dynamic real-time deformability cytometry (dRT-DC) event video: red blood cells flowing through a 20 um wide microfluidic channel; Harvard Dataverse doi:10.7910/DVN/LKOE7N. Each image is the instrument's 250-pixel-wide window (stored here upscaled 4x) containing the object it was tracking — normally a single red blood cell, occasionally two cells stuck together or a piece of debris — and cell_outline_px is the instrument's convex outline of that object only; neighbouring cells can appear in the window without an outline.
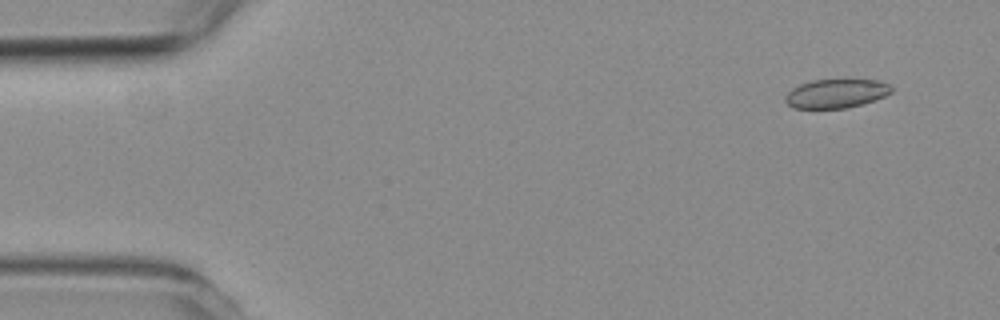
{"species": "common noctule bat (a hibernating species)", "species_latin": "Nyctalus noctula", "temperature_condition": "room temperature", "stored_images_in_passage": 56, "camera_frame_rate_fps": 3000, "um_per_image_px": 0.085, "animal": {"sex": "female", "body_mass_g": 19.3, "forearm_length_mm": 54.1}, "frame": {"image": 1, "passage_image": 4, "time_ms": 1.0, "image_size_px": [1000, 320], "cell_outline_px": [[892, 92], [876, 100], [844, 108], [792, 108], [784, 100], [784, 96], [792, 88], [800, 84], [812, 80], [880, 80], [888, 84], [892, 88]], "centroid_in_image_um": [71.05, 7.95], "position_along_channel_um": 13.9, "area_um2": 17.8}}
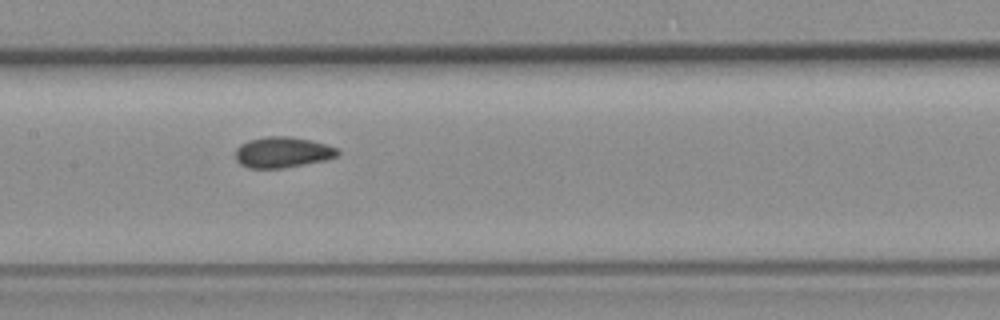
{"frame": {"image": 2, "passage_image": 27, "time_ms": 8.667, "image_size_px": [1000, 320], "cell_outline_px": [[340, 152], [336, 156], [324, 160], [284, 168], [248, 168], [240, 164], [236, 160], [236, 148], [240, 144], [248, 140], [264, 136], [288, 136], [312, 140], [328, 144], [340, 148]], "centroid_in_image_um": [24.02, 12.93], "position_along_channel_um": 183.4, "area_um2": 18.55}}
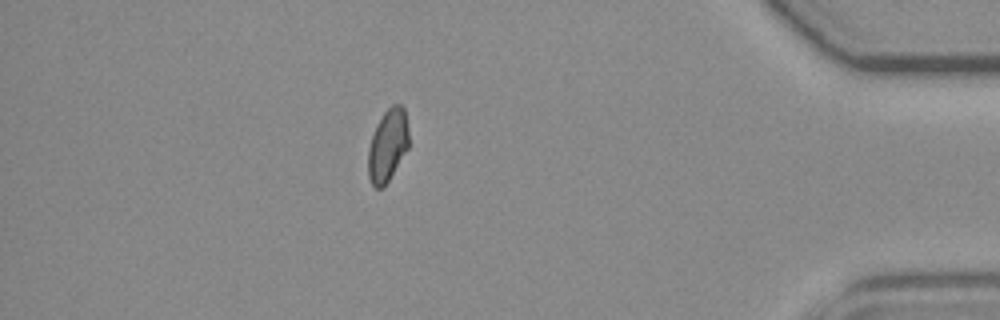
{"frame": {"image": 3, "passage_image": 49, "time_ms": 16.0, "image_size_px": [1000, 320], "cell_outline_px": [[408, 148], [388, 180], [380, 188], [376, 188], [372, 184], [368, 176], [368, 148], [372, 136], [384, 112], [392, 104], [400, 104], [404, 108], [408, 128]], "centroid_in_image_um": [32.95, 12.34], "position_along_channel_um": 402.2, "area_um2": 16.76}, "authors_computed_cell_mechanics": {"area_um2": 18.1492, "velocity_mm_per_s": 3.6334, "shape_relaxation_time_tau1_ms": null, "shape_relaxation_time_tau2_ms": 1.6917, "deformation_change_tau1": null, "deformation_change_tau2": 0.0609}}